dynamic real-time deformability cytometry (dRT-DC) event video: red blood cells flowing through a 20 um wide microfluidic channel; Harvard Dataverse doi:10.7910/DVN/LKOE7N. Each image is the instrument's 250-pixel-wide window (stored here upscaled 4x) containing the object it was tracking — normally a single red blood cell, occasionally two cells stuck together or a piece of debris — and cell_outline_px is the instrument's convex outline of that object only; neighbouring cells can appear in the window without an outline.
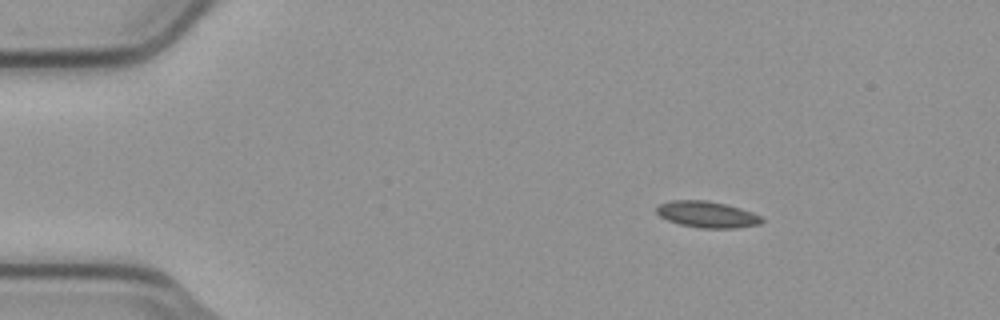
{"species": "common noctule bat (a hibernating species)", "species_latin": "Nyctalus noctula", "temperature_condition": "cold", "stored_images_in_passage": 9, "camera_frame_rate_fps": 3000, "um_per_image_px": 0.085, "animal": {"sex": "male", "body_mass_g": 23.1, "forearm_length_mm": 52.7}, "frame": {"image": 1, "passage_image": 1, "time_ms": 0.0, "image_size_px": [1000, 320], "cell_outline_px": [[764, 220], [760, 224], [736, 228], [700, 228], [680, 224], [668, 220], [660, 216], [656, 212], [656, 208], [660, 204], [672, 200], [704, 200], [724, 204], [740, 208], [752, 212], [760, 216]], "centroid_in_image_um": [60.1, 18.23], "position_along_channel_um": 24.9, "area_um2": 16.01}}